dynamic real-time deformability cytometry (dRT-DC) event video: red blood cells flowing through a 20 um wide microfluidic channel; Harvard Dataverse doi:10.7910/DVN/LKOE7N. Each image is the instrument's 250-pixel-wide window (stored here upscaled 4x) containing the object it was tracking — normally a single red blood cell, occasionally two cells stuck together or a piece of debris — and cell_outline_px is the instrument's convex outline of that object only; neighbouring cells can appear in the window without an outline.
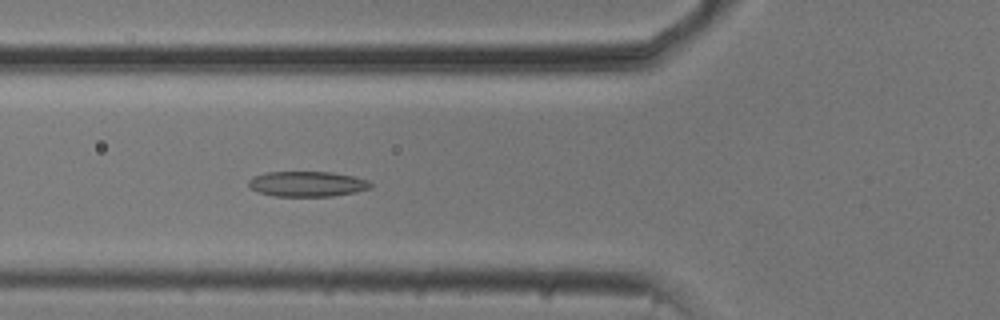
{"species": "common noctule bat (a hibernating species)", "species_latin": "Nyctalus noctula", "temperature_condition": "cold", "stored_images_in_passage": 54, "camera_frame_rate_fps": 3000, "um_per_image_px": 0.085, "animal": {"sex": "male", "body_mass_g": 20.5, "forearm_length_mm": 52.5}, "frame": {"image": 1, "passage_image": 20, "time_ms": 6.333, "image_size_px": [1000, 320], "cell_outline_px": [[372, 188], [356, 192], [332, 196], [272, 196], [256, 192], [248, 184], [248, 180], [252, 176], [268, 172], [332, 172], [352, 176], [368, 180], [372, 184]], "centroid_in_image_um": [26.1, 15.64], "position_along_channel_um": 99.7, "area_um2": 18.09}}
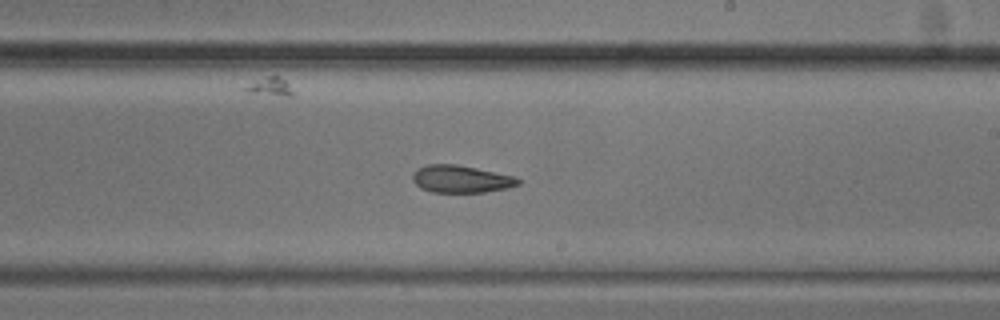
{"frame": {"image": 2, "passage_image": 32, "time_ms": 10.333, "image_size_px": [1000, 320], "cell_outline_px": [[520, 184], [508, 188], [484, 192], [432, 192], [420, 188], [412, 180], [412, 176], [420, 168], [428, 164], [456, 164], [516, 176], [520, 180]], "centroid_in_image_um": [39.22, 15.22], "position_along_channel_um": 249.8, "area_um2": 16.76}}
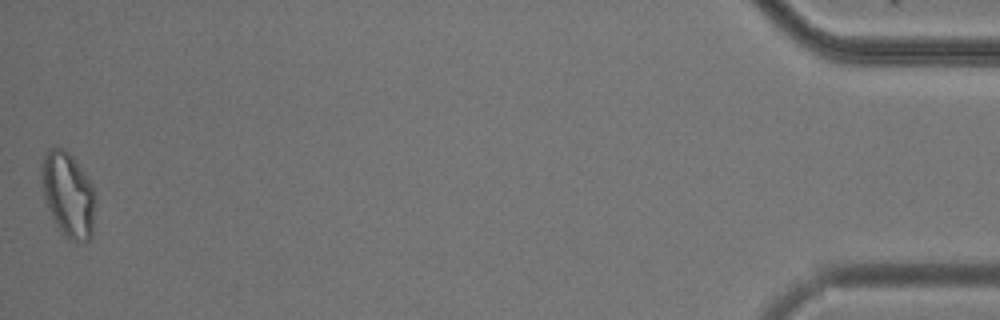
{"frame": {"image": 3, "passage_image": 54, "time_ms": 17.667, "image_size_px": [1000, 320], "cell_outline_px": [[96, 204], [92, 236], [84, 244], [76, 244], [60, 232], [48, 208], [44, 196], [40, 172], [40, 164], [48, 148], [56, 144], [64, 148], [72, 156], [84, 172], [92, 184], [96, 192]], "centroid_in_image_um": [5.81, 16.54], "position_along_channel_um": 429.4, "area_um2": 27.46}, "authors_computed_cell_mechanics": {"area_um2": 19.0451, "velocity_mm_per_s": 3.7399, "shape_relaxation_time_tau1_ms": 6.6738, "shape_relaxation_time_tau2_ms": 4.6786, "deformation_change_tau1": 0.1469, "deformation_change_tau2": 0.104}}